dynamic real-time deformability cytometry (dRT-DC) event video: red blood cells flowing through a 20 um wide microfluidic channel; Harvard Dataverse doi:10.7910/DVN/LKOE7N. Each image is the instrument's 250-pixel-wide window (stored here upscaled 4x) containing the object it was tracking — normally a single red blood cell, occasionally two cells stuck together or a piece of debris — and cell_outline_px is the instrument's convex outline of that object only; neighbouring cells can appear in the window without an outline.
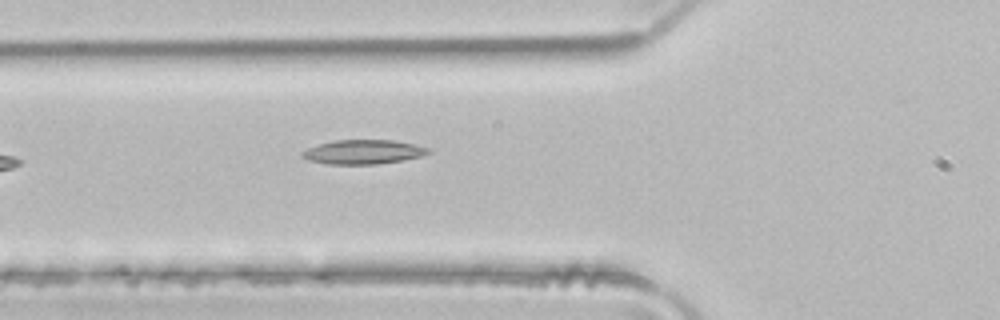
{"species": "common noctule bat (a hibernating species)", "species_latin": "Nyctalus noctula", "temperature_condition": "room temperature", "stored_images_in_passage": 5, "camera_frame_rate_fps": 3000, "um_per_image_px": 0.085, "animal": {"sex": "male", "body_mass_g": 21.5, "forearm_length_mm": 52.0}, "frame": {"image": 1, "passage_image": 5, "time_ms": 1.333, "image_size_px": [1000, 320], "cell_outline_px": [[432, 152], [420, 156], [404, 160], [376, 164], [328, 164], [308, 160], [300, 156], [300, 152], [308, 148], [320, 144], [336, 140], [392, 140], [412, 144], [428, 148]], "centroid_in_image_um": [30.84, 12.92], "position_along_channel_um": 95.0, "area_um2": 17.69}}